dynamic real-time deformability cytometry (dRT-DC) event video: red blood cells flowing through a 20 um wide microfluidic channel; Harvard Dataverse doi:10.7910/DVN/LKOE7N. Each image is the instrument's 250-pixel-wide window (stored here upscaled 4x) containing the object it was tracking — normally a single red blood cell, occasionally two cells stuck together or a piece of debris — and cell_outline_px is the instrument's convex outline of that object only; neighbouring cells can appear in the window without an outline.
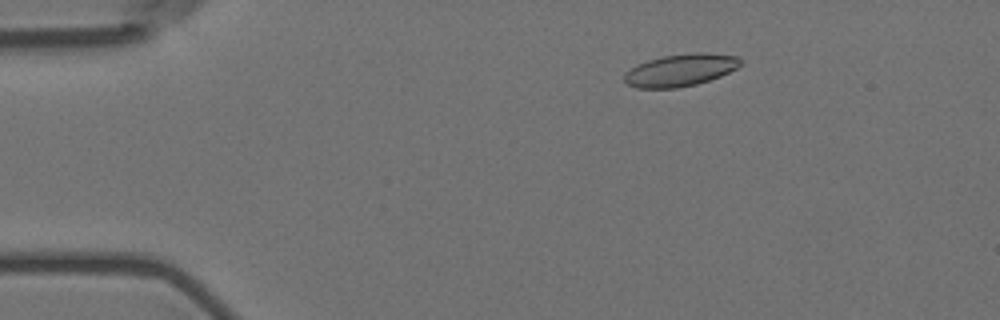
{"species": "Egyptian fruit bat (a non-hibernating species)", "species_latin": "Rousettus aegyptiacus", "temperature_condition": "room temperature", "stored_images_in_passage": 58, "camera_frame_rate_fps": 3000, "um_per_image_px": 0.085, "animal": {"sex": "female"}, "frame": {"image": 1, "passage_image": 10, "time_ms": 3.0, "image_size_px": [1000, 320], "cell_outline_px": [[744, 60], [736, 68], [720, 76], [696, 84], [676, 88], [636, 88], [628, 84], [624, 80], [624, 72], [636, 64], [648, 60], [664, 56], [696, 52], [704, 52], [740, 56]], "centroid_in_image_um": [57.84, 5.95], "position_along_channel_um": 27.2, "area_um2": 21.91}}
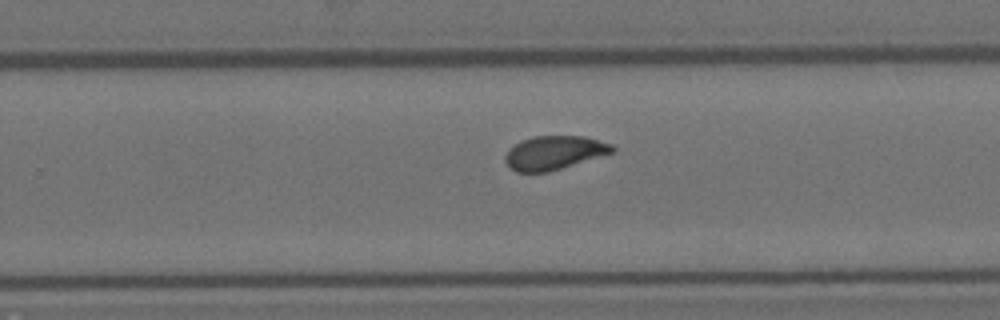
{"frame": {"image": 2, "passage_image": 37, "time_ms": 12.0, "image_size_px": [1000, 320], "cell_outline_px": [[616, 152], [548, 172], [516, 172], [504, 160], [504, 156], [508, 148], [520, 140], [532, 136], [584, 136], [612, 144], [616, 148]], "centroid_in_image_um": [47.11, 12.97], "position_along_channel_um": 282.7, "area_um2": 21.27}}
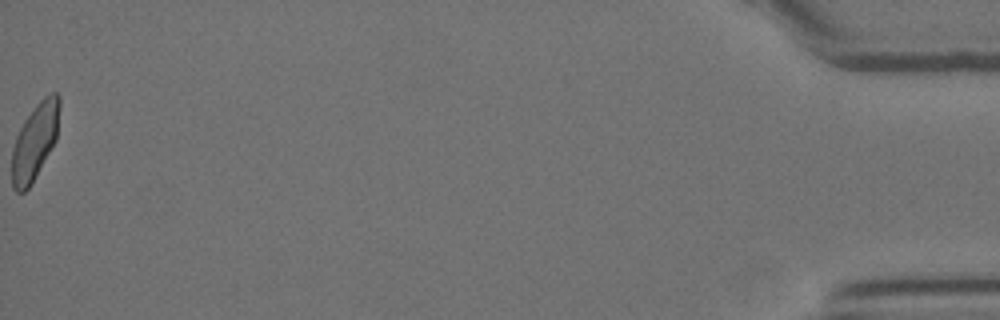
{"frame": {"image": 3, "passage_image": 58, "time_ms": 19.0, "image_size_px": [1000, 320], "cell_outline_px": [[60, 104], [56, 140], [28, 188], [24, 192], [16, 192], [12, 188], [12, 148], [16, 136], [24, 120], [36, 104], [44, 96], [52, 92], [56, 92], [60, 96]], "centroid_in_image_um": [2.95, 11.99], "position_along_channel_um": 432.2, "area_um2": 20.98}, "authors_computed_cell_mechanics": {"area_um2": 21.4438, "velocity_mm_per_s": 3.5543, "shape_relaxation_time_tau1_ms": 6.7036, "shape_relaxation_time_tau2_ms": 1.0384, "deformation_change_tau1": 0.1572, "deformation_change_tau2": 0.0623}}